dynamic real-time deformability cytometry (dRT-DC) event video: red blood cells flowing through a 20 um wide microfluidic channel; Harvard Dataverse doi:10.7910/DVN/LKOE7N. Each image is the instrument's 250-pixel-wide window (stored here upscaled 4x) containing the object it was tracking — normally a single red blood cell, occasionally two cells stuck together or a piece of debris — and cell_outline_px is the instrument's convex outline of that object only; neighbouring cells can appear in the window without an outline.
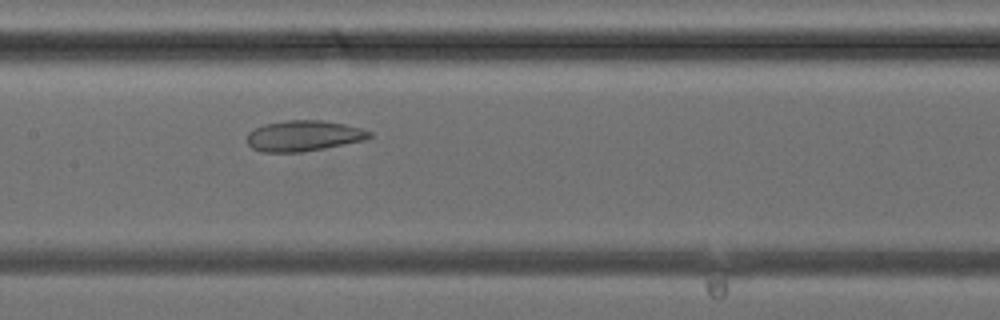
{"species": "common noctule bat (a hibernating species)", "species_latin": "Nyctalus noctula", "temperature_condition": "cold", "stored_images_in_passage": 18, "camera_frame_rate_fps": 3000, "um_per_image_px": 0.085, "animal": {"sex": "female", "body_mass_g": 24.6, "forearm_length_mm": 56.2}, "frame": {"image": 1, "passage_image": 12, "time_ms": 3.667, "image_size_px": [1000, 320], "cell_outline_px": [[372, 136], [364, 140], [324, 148], [300, 152], [260, 152], [252, 148], [248, 144], [248, 132], [264, 124], [288, 120], [320, 120], [344, 124], [360, 128], [372, 132]], "centroid_in_image_um": [25.79, 11.54], "position_along_channel_um": 181.6, "area_um2": 21.73}}
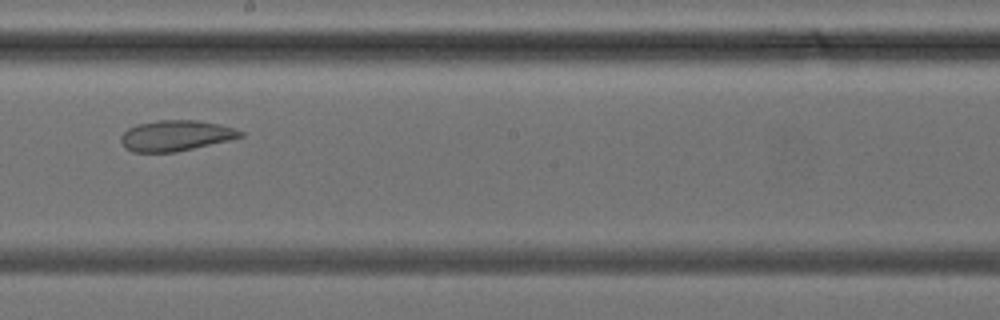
{"frame": {"image": 2, "passage_image": 15, "time_ms": 4.667, "image_size_px": [1000, 320], "cell_outline_px": [[244, 136], [228, 140], [176, 152], [132, 152], [124, 148], [120, 140], [120, 136], [128, 128], [136, 124], [160, 120], [196, 120], [216, 124], [232, 128], [244, 132]], "centroid_in_image_um": [14.88, 11.53], "position_along_channel_um": 233.3, "area_um2": 21.21}}